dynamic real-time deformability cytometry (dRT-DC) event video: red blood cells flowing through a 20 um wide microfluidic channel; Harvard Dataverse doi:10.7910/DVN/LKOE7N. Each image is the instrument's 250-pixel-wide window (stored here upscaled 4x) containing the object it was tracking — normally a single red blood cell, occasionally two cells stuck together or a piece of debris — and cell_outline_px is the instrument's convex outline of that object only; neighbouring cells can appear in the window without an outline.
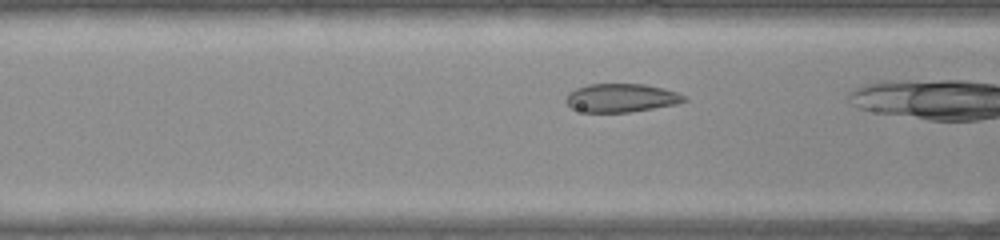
{"species": "common noctule bat (a hibernating species)", "species_latin": "Nyctalus noctula", "temperature_condition": "warm", "stored_images_in_passage": 20, "camera_frame_rate_fps": 3000, "um_per_image_px": 0.085, "animal": {"sex": "female", "body_mass_g": 22.0, "forearm_length_mm": 56.7}, "frame": {"image": 1, "passage_image": 9, "time_ms": 2.667, "image_size_px": [1000, 240], "cell_outline_px": [[688, 100], [676, 104], [628, 112], [584, 112], [572, 108], [564, 100], [568, 92], [576, 88], [588, 84], [644, 84], [664, 88], [676, 92], [684, 96]], "centroid_in_image_um": [52.77, 8.31], "position_along_channel_um": 113.8, "area_um2": 19.54}}